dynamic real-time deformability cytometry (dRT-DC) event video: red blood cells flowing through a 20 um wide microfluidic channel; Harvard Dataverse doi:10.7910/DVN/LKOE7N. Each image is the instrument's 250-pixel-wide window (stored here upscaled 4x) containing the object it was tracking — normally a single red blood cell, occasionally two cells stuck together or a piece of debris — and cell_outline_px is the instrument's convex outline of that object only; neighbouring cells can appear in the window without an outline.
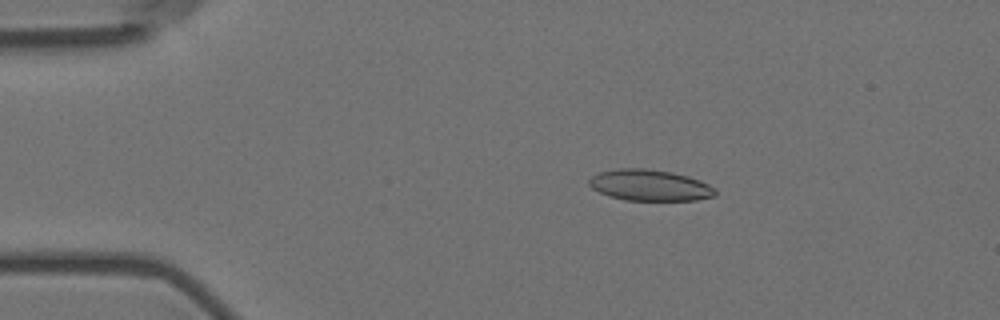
{"species": "Egyptian fruit bat (a non-hibernating species)", "species_latin": "Rousettus aegyptiacus", "temperature_condition": "room temperature", "stored_images_in_passage": 56, "camera_frame_rate_fps": 3000, "um_per_image_px": 0.085, "animal": {"sex": "female"}, "frame": {"image": 1, "passage_image": 10, "time_ms": 3.0, "image_size_px": [1000, 320], "cell_outline_px": [[716, 196], [696, 200], [624, 200], [608, 196], [592, 188], [588, 184], [588, 180], [596, 172], [620, 168], [644, 168], [672, 172], [688, 176], [700, 180], [716, 188]], "centroid_in_image_um": [55.22, 15.74], "position_along_channel_um": 29.8, "area_um2": 23.12}}
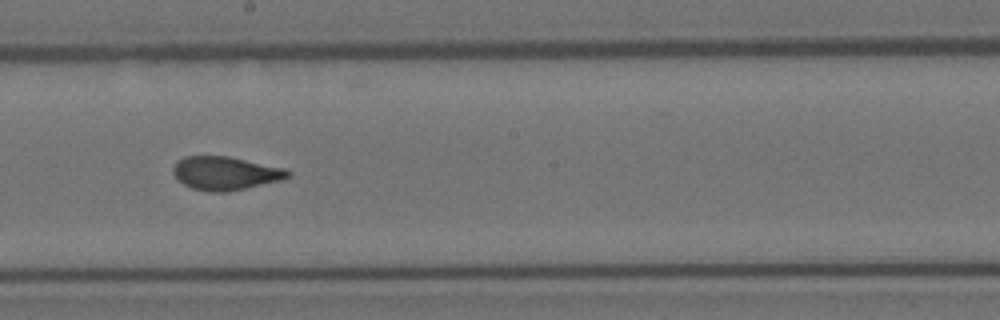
{"frame": {"image": 2, "passage_image": 31, "time_ms": 10.0, "image_size_px": [1000, 320], "cell_outline_px": [[292, 172], [284, 180], [228, 192], [212, 192], [192, 188], [176, 180], [172, 172], [172, 168], [176, 160], [184, 156], [228, 156], [284, 168]], "centroid_in_image_um": [19.13, 14.73], "position_along_channel_um": 229.1, "area_um2": 22.6}}
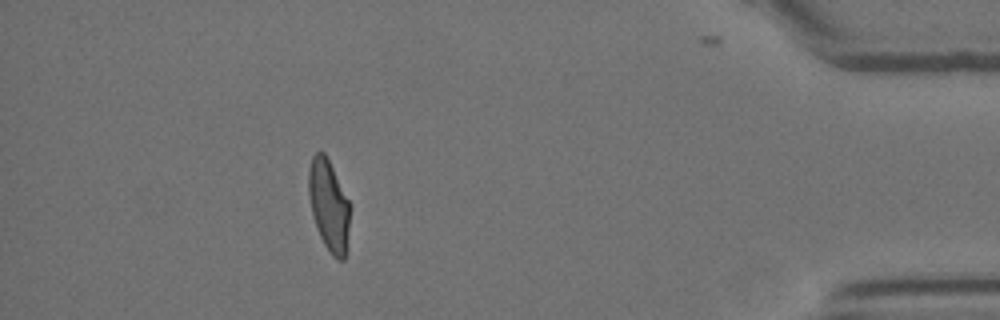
{"frame": {"image": 3, "passage_image": 50, "time_ms": 16.333, "image_size_px": [1000, 320], "cell_outline_px": [[348, 228], [344, 260], [336, 260], [332, 256], [324, 244], [316, 228], [312, 216], [308, 196], [308, 172], [312, 156], [316, 152], [324, 152], [348, 200]], "centroid_in_image_um": [27.9, 17.47], "position_along_channel_um": 407.3, "area_um2": 21.5}, "authors_computed_cell_mechanics": {"area_um2": 22.5998, "velocity_mm_per_s": 3.6278, "shape_relaxation_time_tau1_ms": 7.2152, "shape_relaxation_time_tau2_ms": 1.1835, "deformation_change_tau1": 0.2013, "deformation_change_tau2": 0.0757}}